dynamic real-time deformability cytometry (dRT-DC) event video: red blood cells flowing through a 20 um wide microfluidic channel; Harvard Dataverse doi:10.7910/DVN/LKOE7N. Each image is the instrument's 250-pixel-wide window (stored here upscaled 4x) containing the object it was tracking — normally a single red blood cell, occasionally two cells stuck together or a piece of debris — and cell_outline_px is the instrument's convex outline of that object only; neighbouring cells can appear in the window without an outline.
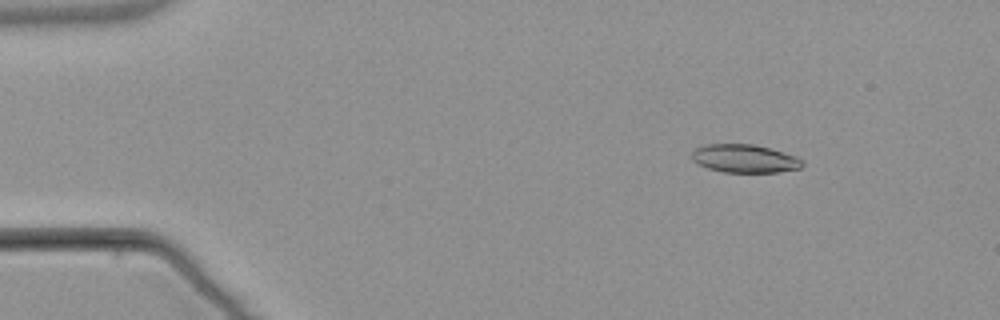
{"species": "common noctule bat (a hibernating species)", "species_latin": "Nyctalus noctula", "temperature_condition": "warm", "stored_images_in_passage": 50, "camera_frame_rate_fps": 3000, "um_per_image_px": 0.085, "animal": {"sex": "male", "body_mass_g": 21.5, "forearm_length_mm": 52.0}, "frame": {"image": 1, "passage_image": 3, "time_ms": 0.667, "image_size_px": [1000, 320], "cell_outline_px": [[804, 164], [800, 168], [780, 172], [724, 172], [708, 168], [696, 164], [692, 160], [692, 152], [696, 148], [704, 144], [752, 144], [768, 148], [796, 156], [804, 160]], "centroid_in_image_um": [63.28, 13.48], "position_along_channel_um": 21.7, "area_um2": 18.21}}
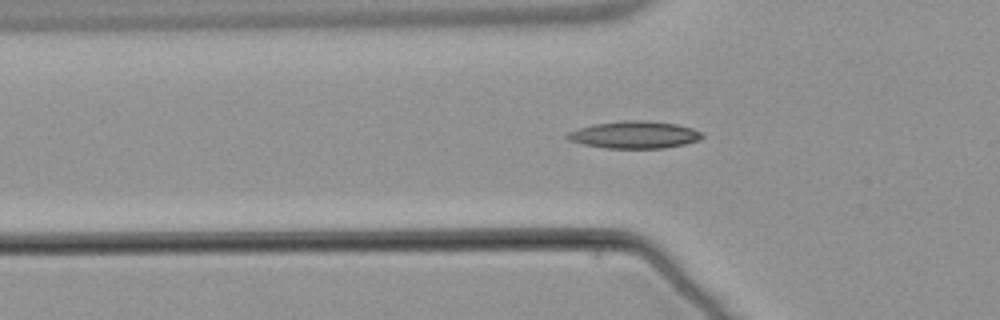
{"frame": {"image": 2, "passage_image": 14, "time_ms": 4.333, "image_size_px": [1000, 320], "cell_outline_px": [[704, 136], [700, 140], [684, 144], [664, 148], [604, 148], [584, 144], [568, 140], [564, 136], [568, 132], [592, 124], [624, 120], [648, 120], [676, 124], [692, 128], [700, 132]], "centroid_in_image_um": [53.92, 11.45], "position_along_channel_um": 71.9, "area_um2": 21.44}}
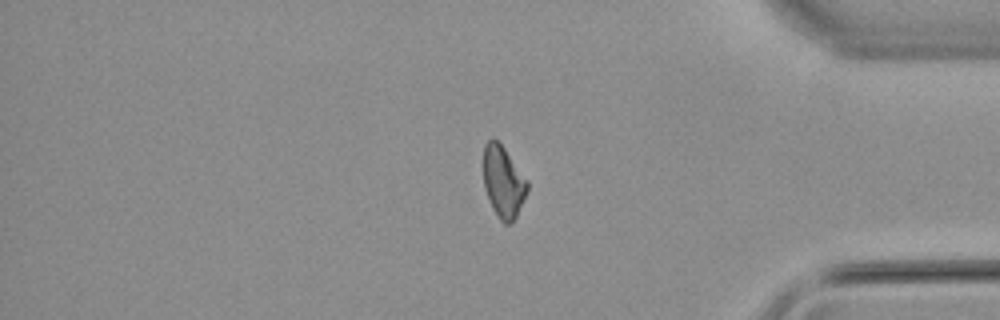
{"frame": {"image": 3, "passage_image": 41, "time_ms": 13.333, "image_size_px": [1000, 320], "cell_outline_px": [[528, 188], [516, 216], [508, 224], [504, 224], [496, 216], [492, 208], [484, 188], [484, 144], [488, 140], [496, 140], [504, 148], [528, 180]], "centroid_in_image_um": [42.77, 15.47], "position_along_channel_um": 392.4, "area_um2": 18.03}}